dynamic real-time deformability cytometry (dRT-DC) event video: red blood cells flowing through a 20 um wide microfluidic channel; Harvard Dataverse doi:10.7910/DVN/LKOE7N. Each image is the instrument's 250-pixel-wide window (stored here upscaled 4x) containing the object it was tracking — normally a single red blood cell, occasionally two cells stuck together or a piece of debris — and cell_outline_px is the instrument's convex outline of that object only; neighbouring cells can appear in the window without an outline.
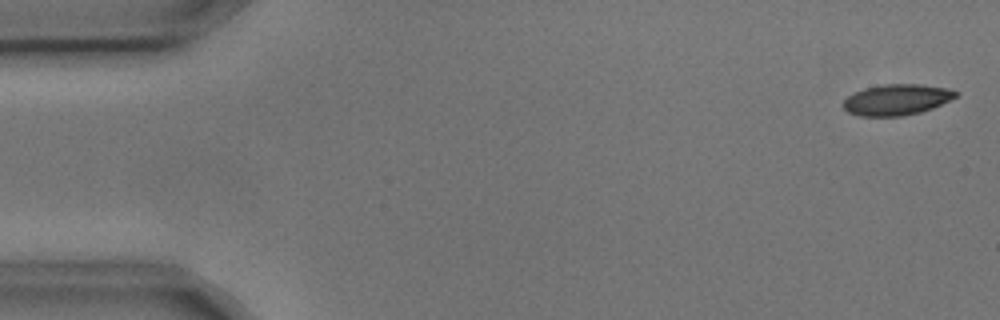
{"species": "common noctule bat (a hibernating species)", "species_latin": "Nyctalus noctula", "temperature_condition": "cold", "stored_images_in_passage": 5, "camera_frame_rate_fps": 3000, "um_per_image_px": 0.085, "animal": {"sex": "male", "body_mass_g": 17.9, "forearm_length_mm": 54.2}, "frame": {"image": 1, "passage_image": 1, "time_ms": 0.0, "image_size_px": [1000, 320], "cell_outline_px": [[960, 92], [956, 96], [932, 108], [920, 112], [904, 116], [860, 116], [848, 112], [844, 108], [844, 100], [848, 96], [856, 92], [868, 88], [884, 84], [920, 84], [948, 88]], "centroid_in_image_um": [76.24, 8.47], "position_along_channel_um": 8.8, "area_um2": 20.0}}
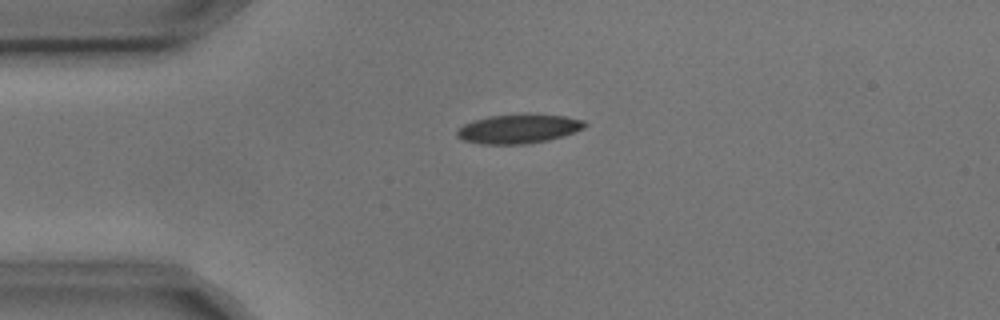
{"frame": {"image": 2, "passage_image": 4, "time_ms": 1.0, "image_size_px": [1000, 320], "cell_outline_px": [[588, 124], [584, 128], [576, 132], [548, 140], [524, 144], [480, 144], [460, 140], [456, 136], [456, 128], [464, 124], [488, 116], [564, 116], [584, 120]], "centroid_in_image_um": [44.03, 10.99], "position_along_channel_um": 41.0, "area_um2": 21.21}}